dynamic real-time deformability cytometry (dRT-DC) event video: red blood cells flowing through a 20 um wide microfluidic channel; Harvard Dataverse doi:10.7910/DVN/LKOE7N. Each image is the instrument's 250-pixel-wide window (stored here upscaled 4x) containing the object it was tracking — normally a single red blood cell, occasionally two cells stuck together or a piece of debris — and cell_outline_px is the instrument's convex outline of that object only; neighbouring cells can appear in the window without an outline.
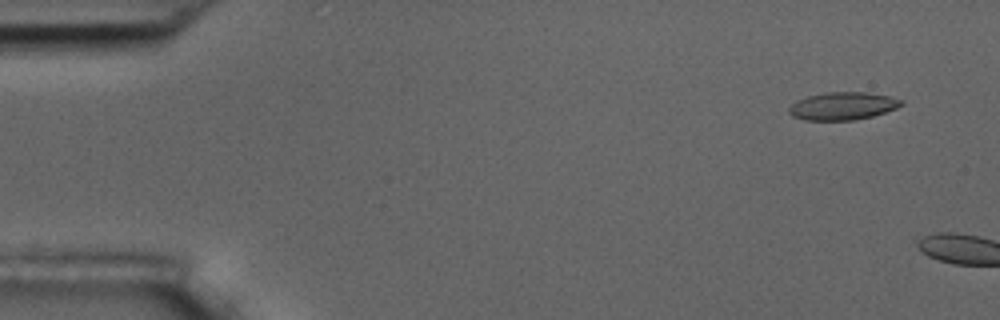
{"species": "common noctule bat (a hibernating species)", "species_latin": "Nyctalus noctula", "temperature_condition": "room temperature", "stored_images_in_passage": 2, "camera_frame_rate_fps": 3000, "um_per_image_px": 0.085, "animal": {"sex": "male", "body_mass_g": 17.5, "forearm_length_mm": 52.3}, "frame": {"image": 1, "passage_image": 1, "time_ms": 0.0, "image_size_px": [1000, 320], "cell_outline_px": [[904, 104], [896, 108], [872, 116], [852, 120], [804, 120], [792, 116], [788, 112], [788, 108], [796, 100], [808, 96], [824, 92], [864, 92], [892, 96], [904, 100]], "centroid_in_image_um": [71.63, 9.0], "position_along_channel_um": 13.4, "area_um2": 18.26}}